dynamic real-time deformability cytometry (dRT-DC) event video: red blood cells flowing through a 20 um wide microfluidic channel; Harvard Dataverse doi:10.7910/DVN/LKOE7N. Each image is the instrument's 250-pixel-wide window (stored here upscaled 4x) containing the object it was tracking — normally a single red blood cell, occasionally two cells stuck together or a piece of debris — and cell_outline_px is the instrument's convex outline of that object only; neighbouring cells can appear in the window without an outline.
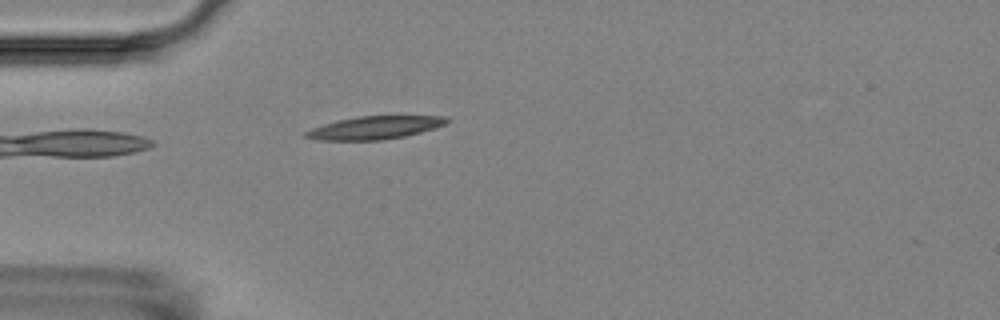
{"species": "Egyptian fruit bat (a non-hibernating species)", "species_latin": "Rousettus aegyptiacus", "temperature_condition": "room temperature", "stored_images_in_passage": 2, "camera_frame_rate_fps": 3000, "um_per_image_px": 0.085, "animal": {"sex": "female"}, "frame": {"image": 1, "passage_image": 2, "time_ms": 1.0, "image_size_px": [1000, 320], "cell_outline_px": [[452, 120], [436, 128], [404, 136], [384, 140], [316, 140], [304, 136], [304, 132], [312, 128], [336, 120], [360, 116], [448, 116]], "centroid_in_image_um": [31.87, 10.85], "position_along_channel_um": 53.1, "area_um2": 18.9}}